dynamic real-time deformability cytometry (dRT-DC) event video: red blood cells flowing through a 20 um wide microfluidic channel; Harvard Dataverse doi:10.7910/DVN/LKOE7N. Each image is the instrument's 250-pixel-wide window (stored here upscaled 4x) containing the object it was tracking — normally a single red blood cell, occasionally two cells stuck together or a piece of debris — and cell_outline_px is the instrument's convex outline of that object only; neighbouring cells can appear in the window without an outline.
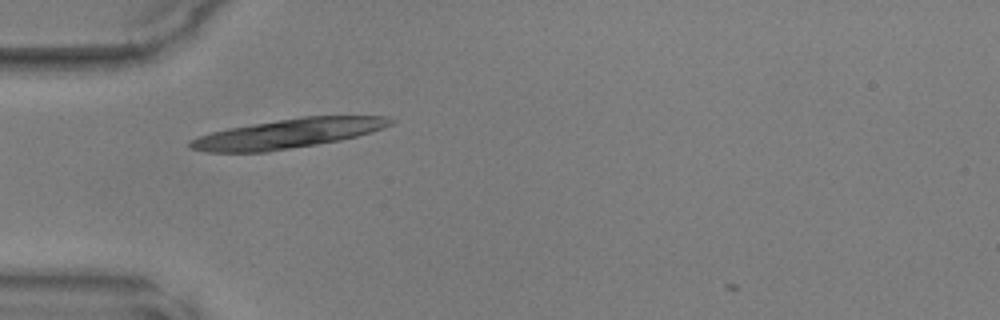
{"species": "common noctule bat (a hibernating species)", "species_latin": "Nyctalus noctula", "temperature_condition": "warm", "stored_images_in_passage": 5, "camera_frame_rate_fps": 3000, "um_per_image_px": 0.085, "animal": {"sex": "male", "body_mass_g": 17.9, "forearm_length_mm": 54.2}, "frame": {"image": 1, "passage_image": 2, "time_ms": 0.333, "image_size_px": [1000, 320], "cell_outline_px": [[396, 120], [392, 124], [372, 132], [340, 140], [268, 152], [204, 152], [188, 148], [188, 140], [212, 132], [228, 128], [304, 116], [388, 116]], "centroid_in_image_um": [24.47, 11.36], "position_along_channel_um": 60.5, "area_um2": 34.22}}